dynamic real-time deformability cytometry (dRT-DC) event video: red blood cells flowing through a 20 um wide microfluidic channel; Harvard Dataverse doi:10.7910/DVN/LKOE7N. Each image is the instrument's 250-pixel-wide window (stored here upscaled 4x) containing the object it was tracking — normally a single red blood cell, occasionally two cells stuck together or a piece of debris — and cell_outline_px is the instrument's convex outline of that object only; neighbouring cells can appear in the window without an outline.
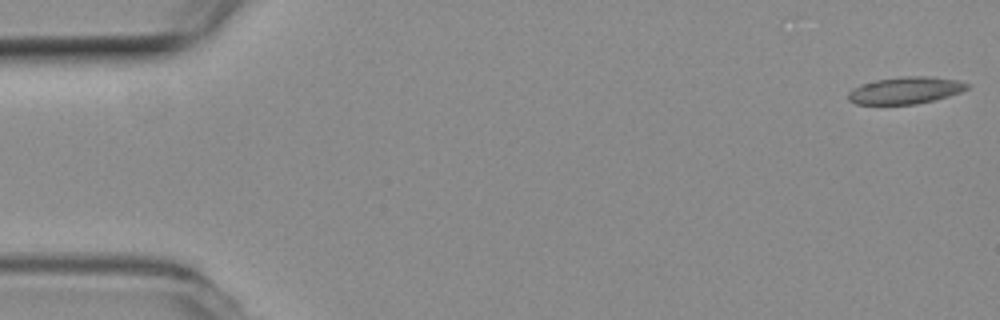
{"species": "common noctule bat (a hibernating species)", "species_latin": "Nyctalus noctula", "temperature_condition": "room temperature", "stored_images_in_passage": 22, "camera_frame_rate_fps": 3000, "um_per_image_px": 0.085, "animal": {"sex": "female", "body_mass_g": 19.3, "forearm_length_mm": 54.1}, "frame": {"image": 1, "passage_image": 1, "time_ms": 0.0, "image_size_px": [1000, 320], "cell_outline_px": [[972, 84], [968, 88], [960, 92], [948, 96], [916, 104], [856, 104], [848, 100], [848, 92], [852, 88], [860, 84], [876, 80], [904, 76], [928, 76], [960, 80]], "centroid_in_image_um": [76.97, 7.67], "position_along_channel_um": 8.0, "area_um2": 18.79}}
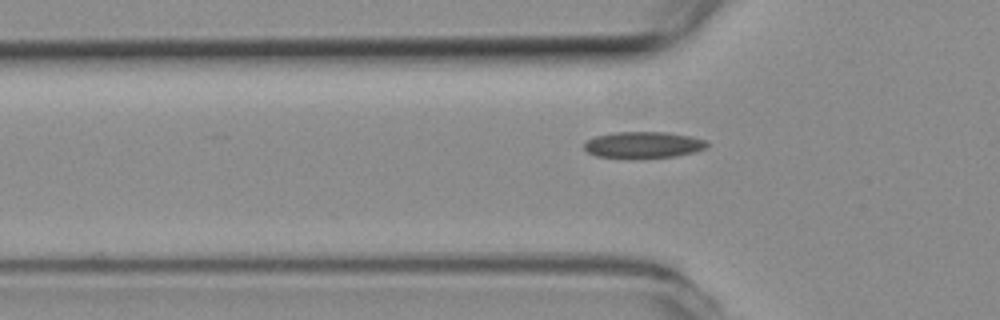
{"frame": {"image": 2, "passage_image": 17, "time_ms": 5.333, "image_size_px": [1000, 320], "cell_outline_px": [[708, 144], [704, 148], [696, 152], [676, 156], [628, 160], [596, 156], [588, 152], [584, 148], [584, 144], [588, 140], [596, 136], [616, 132], [664, 132], [692, 136], [704, 140]], "centroid_in_image_um": [54.66, 12.34], "position_along_channel_um": 71.1, "area_um2": 19.31}}
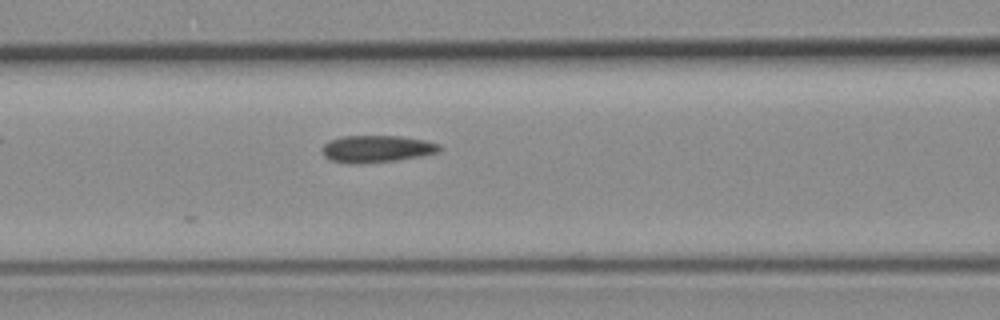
{"frame": {"image": 3, "passage_image": 22, "time_ms": 7.0, "image_size_px": [1000, 320], "cell_outline_px": [[440, 152], [420, 156], [396, 160], [360, 164], [348, 164], [332, 160], [324, 156], [324, 144], [340, 136], [400, 136], [424, 140], [440, 144]], "centroid_in_image_um": [32.04, 12.66], "position_along_channel_um": 134.6, "area_um2": 18.38}}